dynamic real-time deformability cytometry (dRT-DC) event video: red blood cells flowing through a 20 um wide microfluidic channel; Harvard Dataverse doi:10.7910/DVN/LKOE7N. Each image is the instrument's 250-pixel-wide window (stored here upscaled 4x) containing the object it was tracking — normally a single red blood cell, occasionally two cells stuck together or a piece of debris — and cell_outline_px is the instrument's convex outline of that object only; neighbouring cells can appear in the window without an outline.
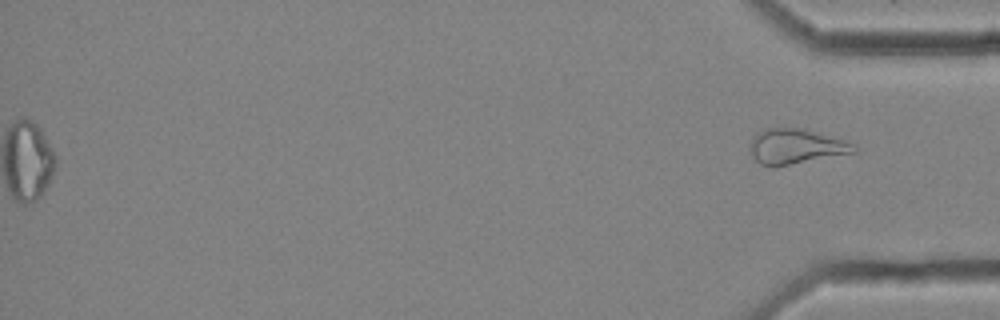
{"species": "common noctule bat (a hibernating species)", "species_latin": "Nyctalus noctula", "temperature_condition": "cold", "stored_images_in_passage": 50, "segment_of_instrument_passage": [3, 3], "camera_frame_rate_fps": 3000, "um_per_image_px": 0.085, "animal": {"sex": "female", "body_mass_g": 25.1}, "frame": {"image": 1, "passage_image": 50, "time_ms": 16.333, "image_size_px": [1000, 320], "cell_outline_px": [[856, 152], [776, 168], [772, 168], [760, 164], [752, 156], [748, 144], [756, 132], [764, 128], [804, 128], [844, 140], [852, 144], [856, 148]], "centroid_in_image_um": [67.58, 12.46], "position_along_channel_um": 367.6, "area_um2": 21.68}}